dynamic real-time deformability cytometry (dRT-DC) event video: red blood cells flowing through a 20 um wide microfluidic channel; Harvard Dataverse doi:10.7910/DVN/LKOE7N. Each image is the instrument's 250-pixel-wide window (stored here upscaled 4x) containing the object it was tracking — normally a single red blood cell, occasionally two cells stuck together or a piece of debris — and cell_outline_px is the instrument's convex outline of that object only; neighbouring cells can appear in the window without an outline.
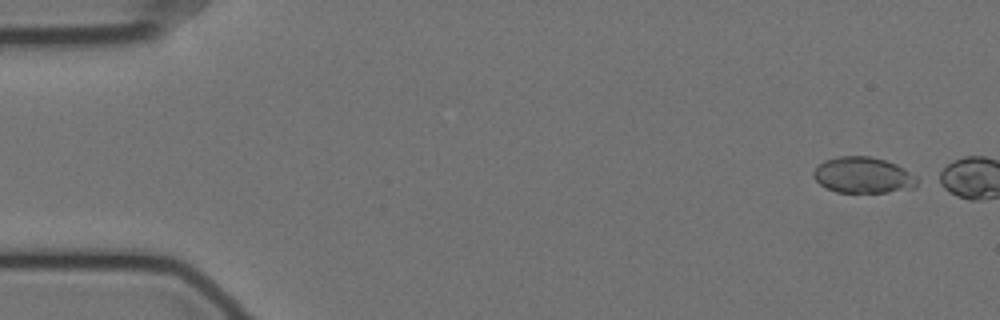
{"species": "Egyptian fruit bat (a non-hibernating species)", "species_latin": "Rousettus aegyptiacus", "temperature_condition": "cold", "stored_images_in_passage": 3, "camera_frame_rate_fps": 3000, "um_per_image_px": 0.085, "animal": {"sex": "female"}, "frame": {"image": 1, "passage_image": 1, "time_ms": 0.0, "image_size_px": [1000, 320], "cell_outline_px": [[916, 188], [888, 192], [836, 192], [820, 184], [812, 176], [812, 172], [824, 160], [836, 156], [868, 156], [884, 160], [896, 164], [904, 168], [916, 176]], "centroid_in_image_um": [73.36, 14.89], "position_along_channel_um": 11.6, "area_um2": 21.73}}